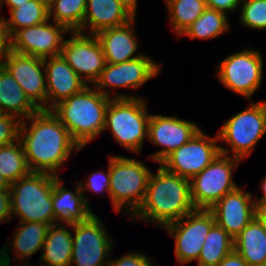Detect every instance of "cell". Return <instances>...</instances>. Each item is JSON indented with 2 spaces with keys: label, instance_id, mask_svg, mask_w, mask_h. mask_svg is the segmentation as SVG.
I'll list each match as a JSON object with an SVG mask.
<instances>
[{
  "label": "cell",
  "instance_id": "cell-1",
  "mask_svg": "<svg viewBox=\"0 0 266 266\" xmlns=\"http://www.w3.org/2000/svg\"><path fill=\"white\" fill-rule=\"evenodd\" d=\"M28 121L31 125L27 124ZM19 140L30 171L55 176H59L60 167L69 160L73 150L75 154L81 150L51 110H39L22 120Z\"/></svg>",
  "mask_w": 266,
  "mask_h": 266
},
{
  "label": "cell",
  "instance_id": "cell-2",
  "mask_svg": "<svg viewBox=\"0 0 266 266\" xmlns=\"http://www.w3.org/2000/svg\"><path fill=\"white\" fill-rule=\"evenodd\" d=\"M190 180L166 170L159 164L157 172H151L144 200L129 218L140 219L146 224L164 228L192 212Z\"/></svg>",
  "mask_w": 266,
  "mask_h": 266
},
{
  "label": "cell",
  "instance_id": "cell-3",
  "mask_svg": "<svg viewBox=\"0 0 266 266\" xmlns=\"http://www.w3.org/2000/svg\"><path fill=\"white\" fill-rule=\"evenodd\" d=\"M111 98L92 85L55 105L51 111L82 149L104 131Z\"/></svg>",
  "mask_w": 266,
  "mask_h": 266
},
{
  "label": "cell",
  "instance_id": "cell-4",
  "mask_svg": "<svg viewBox=\"0 0 266 266\" xmlns=\"http://www.w3.org/2000/svg\"><path fill=\"white\" fill-rule=\"evenodd\" d=\"M48 173L30 172L11 184V214L20 222L55 224L52 205L54 178Z\"/></svg>",
  "mask_w": 266,
  "mask_h": 266
},
{
  "label": "cell",
  "instance_id": "cell-5",
  "mask_svg": "<svg viewBox=\"0 0 266 266\" xmlns=\"http://www.w3.org/2000/svg\"><path fill=\"white\" fill-rule=\"evenodd\" d=\"M150 115L143 97L111 98L106 110L104 131L110 129L120 146L140 154L143 141L148 138Z\"/></svg>",
  "mask_w": 266,
  "mask_h": 266
},
{
  "label": "cell",
  "instance_id": "cell-6",
  "mask_svg": "<svg viewBox=\"0 0 266 266\" xmlns=\"http://www.w3.org/2000/svg\"><path fill=\"white\" fill-rule=\"evenodd\" d=\"M110 190L109 198L116 213L124 210V214L131 217L142 204L151 170L139 160L110 156Z\"/></svg>",
  "mask_w": 266,
  "mask_h": 266
},
{
  "label": "cell",
  "instance_id": "cell-7",
  "mask_svg": "<svg viewBox=\"0 0 266 266\" xmlns=\"http://www.w3.org/2000/svg\"><path fill=\"white\" fill-rule=\"evenodd\" d=\"M266 134V100L249 103L247 109L233 115L224 122L218 132V140L227 143L219 145L220 153L243 161ZM231 149V150H230ZM232 151L230 155L229 152Z\"/></svg>",
  "mask_w": 266,
  "mask_h": 266
},
{
  "label": "cell",
  "instance_id": "cell-8",
  "mask_svg": "<svg viewBox=\"0 0 266 266\" xmlns=\"http://www.w3.org/2000/svg\"><path fill=\"white\" fill-rule=\"evenodd\" d=\"M242 161L219 154L208 166L190 180L191 199L196 209H210L224 195L234 191L232 172Z\"/></svg>",
  "mask_w": 266,
  "mask_h": 266
},
{
  "label": "cell",
  "instance_id": "cell-9",
  "mask_svg": "<svg viewBox=\"0 0 266 266\" xmlns=\"http://www.w3.org/2000/svg\"><path fill=\"white\" fill-rule=\"evenodd\" d=\"M262 57L259 50L245 48L223 59L215 76L228 90L250 100L262 82Z\"/></svg>",
  "mask_w": 266,
  "mask_h": 266
},
{
  "label": "cell",
  "instance_id": "cell-10",
  "mask_svg": "<svg viewBox=\"0 0 266 266\" xmlns=\"http://www.w3.org/2000/svg\"><path fill=\"white\" fill-rule=\"evenodd\" d=\"M105 227L95 213L72 225L70 266H108L114 242Z\"/></svg>",
  "mask_w": 266,
  "mask_h": 266
},
{
  "label": "cell",
  "instance_id": "cell-11",
  "mask_svg": "<svg viewBox=\"0 0 266 266\" xmlns=\"http://www.w3.org/2000/svg\"><path fill=\"white\" fill-rule=\"evenodd\" d=\"M161 65L154 61L150 56L143 54L142 56L119 64L106 63L105 68L101 72L100 77L94 83L100 93L109 98H138L142 96L118 94L111 95L109 89L106 88H129L138 89L147 83L153 77L160 74ZM106 91H105V90ZM112 96V97H111Z\"/></svg>",
  "mask_w": 266,
  "mask_h": 266
},
{
  "label": "cell",
  "instance_id": "cell-12",
  "mask_svg": "<svg viewBox=\"0 0 266 266\" xmlns=\"http://www.w3.org/2000/svg\"><path fill=\"white\" fill-rule=\"evenodd\" d=\"M214 224L209 209H195L163 228L175 239L174 253L181 266L198 260L205 238Z\"/></svg>",
  "mask_w": 266,
  "mask_h": 266
},
{
  "label": "cell",
  "instance_id": "cell-13",
  "mask_svg": "<svg viewBox=\"0 0 266 266\" xmlns=\"http://www.w3.org/2000/svg\"><path fill=\"white\" fill-rule=\"evenodd\" d=\"M218 135L211 137L202 129L186 144L169 154L161 163L166 170L191 180L219 154Z\"/></svg>",
  "mask_w": 266,
  "mask_h": 266
},
{
  "label": "cell",
  "instance_id": "cell-14",
  "mask_svg": "<svg viewBox=\"0 0 266 266\" xmlns=\"http://www.w3.org/2000/svg\"><path fill=\"white\" fill-rule=\"evenodd\" d=\"M63 43L61 55L68 65L87 83L94 85L105 68L106 60L97 37L77 31Z\"/></svg>",
  "mask_w": 266,
  "mask_h": 266
},
{
  "label": "cell",
  "instance_id": "cell-15",
  "mask_svg": "<svg viewBox=\"0 0 266 266\" xmlns=\"http://www.w3.org/2000/svg\"><path fill=\"white\" fill-rule=\"evenodd\" d=\"M50 22L47 20L43 24L17 30L10 37V50L43 59L61 55L64 35L70 31L61 24Z\"/></svg>",
  "mask_w": 266,
  "mask_h": 266
},
{
  "label": "cell",
  "instance_id": "cell-16",
  "mask_svg": "<svg viewBox=\"0 0 266 266\" xmlns=\"http://www.w3.org/2000/svg\"><path fill=\"white\" fill-rule=\"evenodd\" d=\"M1 64L10 72L30 101L39 110H47L44 59L9 50Z\"/></svg>",
  "mask_w": 266,
  "mask_h": 266
},
{
  "label": "cell",
  "instance_id": "cell-17",
  "mask_svg": "<svg viewBox=\"0 0 266 266\" xmlns=\"http://www.w3.org/2000/svg\"><path fill=\"white\" fill-rule=\"evenodd\" d=\"M200 130L201 127L196 123L177 116L151 114L148 123V139L153 145L160 146L162 149L152 154L150 159L160 164L169 154L190 141Z\"/></svg>",
  "mask_w": 266,
  "mask_h": 266
},
{
  "label": "cell",
  "instance_id": "cell-18",
  "mask_svg": "<svg viewBox=\"0 0 266 266\" xmlns=\"http://www.w3.org/2000/svg\"><path fill=\"white\" fill-rule=\"evenodd\" d=\"M217 223L235 238L254 218L255 203L251 192L238 186L209 209Z\"/></svg>",
  "mask_w": 266,
  "mask_h": 266
},
{
  "label": "cell",
  "instance_id": "cell-19",
  "mask_svg": "<svg viewBox=\"0 0 266 266\" xmlns=\"http://www.w3.org/2000/svg\"><path fill=\"white\" fill-rule=\"evenodd\" d=\"M47 110L87 87L62 55L44 58Z\"/></svg>",
  "mask_w": 266,
  "mask_h": 266
},
{
  "label": "cell",
  "instance_id": "cell-20",
  "mask_svg": "<svg viewBox=\"0 0 266 266\" xmlns=\"http://www.w3.org/2000/svg\"><path fill=\"white\" fill-rule=\"evenodd\" d=\"M136 16L118 0H87L82 27L77 31L96 35L102 30L120 27Z\"/></svg>",
  "mask_w": 266,
  "mask_h": 266
},
{
  "label": "cell",
  "instance_id": "cell-21",
  "mask_svg": "<svg viewBox=\"0 0 266 266\" xmlns=\"http://www.w3.org/2000/svg\"><path fill=\"white\" fill-rule=\"evenodd\" d=\"M63 183L59 176L54 178L52 205L55 224L74 225L86 220L94 213L88 204L89 199L84 197L78 182L75 192L65 188Z\"/></svg>",
  "mask_w": 266,
  "mask_h": 266
},
{
  "label": "cell",
  "instance_id": "cell-22",
  "mask_svg": "<svg viewBox=\"0 0 266 266\" xmlns=\"http://www.w3.org/2000/svg\"><path fill=\"white\" fill-rule=\"evenodd\" d=\"M134 24L135 18L123 26L105 29L95 35L102 47L106 63L119 64L143 55H134L139 45Z\"/></svg>",
  "mask_w": 266,
  "mask_h": 266
},
{
  "label": "cell",
  "instance_id": "cell-23",
  "mask_svg": "<svg viewBox=\"0 0 266 266\" xmlns=\"http://www.w3.org/2000/svg\"><path fill=\"white\" fill-rule=\"evenodd\" d=\"M0 103L3 114L13 115L21 121L39 111L2 64H0Z\"/></svg>",
  "mask_w": 266,
  "mask_h": 266
},
{
  "label": "cell",
  "instance_id": "cell-24",
  "mask_svg": "<svg viewBox=\"0 0 266 266\" xmlns=\"http://www.w3.org/2000/svg\"><path fill=\"white\" fill-rule=\"evenodd\" d=\"M72 225L54 224L48 228L39 262L45 266H70L72 258Z\"/></svg>",
  "mask_w": 266,
  "mask_h": 266
},
{
  "label": "cell",
  "instance_id": "cell-25",
  "mask_svg": "<svg viewBox=\"0 0 266 266\" xmlns=\"http://www.w3.org/2000/svg\"><path fill=\"white\" fill-rule=\"evenodd\" d=\"M234 250L248 266L266 265V226L254 218L234 238Z\"/></svg>",
  "mask_w": 266,
  "mask_h": 266
},
{
  "label": "cell",
  "instance_id": "cell-26",
  "mask_svg": "<svg viewBox=\"0 0 266 266\" xmlns=\"http://www.w3.org/2000/svg\"><path fill=\"white\" fill-rule=\"evenodd\" d=\"M49 224L41 222H19L11 240L13 254L23 261L42 251Z\"/></svg>",
  "mask_w": 266,
  "mask_h": 266
},
{
  "label": "cell",
  "instance_id": "cell-27",
  "mask_svg": "<svg viewBox=\"0 0 266 266\" xmlns=\"http://www.w3.org/2000/svg\"><path fill=\"white\" fill-rule=\"evenodd\" d=\"M234 250V238L215 223L205 238L197 266H218Z\"/></svg>",
  "mask_w": 266,
  "mask_h": 266
},
{
  "label": "cell",
  "instance_id": "cell-28",
  "mask_svg": "<svg viewBox=\"0 0 266 266\" xmlns=\"http://www.w3.org/2000/svg\"><path fill=\"white\" fill-rule=\"evenodd\" d=\"M9 12L10 18L7 20L4 18L9 38L19 29L43 24L49 20L48 7L39 0H29Z\"/></svg>",
  "mask_w": 266,
  "mask_h": 266
},
{
  "label": "cell",
  "instance_id": "cell-29",
  "mask_svg": "<svg viewBox=\"0 0 266 266\" xmlns=\"http://www.w3.org/2000/svg\"><path fill=\"white\" fill-rule=\"evenodd\" d=\"M172 31L179 37L207 8L205 0H164Z\"/></svg>",
  "mask_w": 266,
  "mask_h": 266
},
{
  "label": "cell",
  "instance_id": "cell-30",
  "mask_svg": "<svg viewBox=\"0 0 266 266\" xmlns=\"http://www.w3.org/2000/svg\"><path fill=\"white\" fill-rule=\"evenodd\" d=\"M228 15L216 9L206 8L202 15L181 36L190 39H214L229 30Z\"/></svg>",
  "mask_w": 266,
  "mask_h": 266
},
{
  "label": "cell",
  "instance_id": "cell-31",
  "mask_svg": "<svg viewBox=\"0 0 266 266\" xmlns=\"http://www.w3.org/2000/svg\"><path fill=\"white\" fill-rule=\"evenodd\" d=\"M30 172L20 140L0 146V174L10 184L27 176Z\"/></svg>",
  "mask_w": 266,
  "mask_h": 266
},
{
  "label": "cell",
  "instance_id": "cell-32",
  "mask_svg": "<svg viewBox=\"0 0 266 266\" xmlns=\"http://www.w3.org/2000/svg\"><path fill=\"white\" fill-rule=\"evenodd\" d=\"M87 0H55L49 7V18L70 32L82 27Z\"/></svg>",
  "mask_w": 266,
  "mask_h": 266
},
{
  "label": "cell",
  "instance_id": "cell-33",
  "mask_svg": "<svg viewBox=\"0 0 266 266\" xmlns=\"http://www.w3.org/2000/svg\"><path fill=\"white\" fill-rule=\"evenodd\" d=\"M241 24L254 30L266 29V0H241Z\"/></svg>",
  "mask_w": 266,
  "mask_h": 266
},
{
  "label": "cell",
  "instance_id": "cell-34",
  "mask_svg": "<svg viewBox=\"0 0 266 266\" xmlns=\"http://www.w3.org/2000/svg\"><path fill=\"white\" fill-rule=\"evenodd\" d=\"M21 120L13 115H0V146L19 140Z\"/></svg>",
  "mask_w": 266,
  "mask_h": 266
},
{
  "label": "cell",
  "instance_id": "cell-35",
  "mask_svg": "<svg viewBox=\"0 0 266 266\" xmlns=\"http://www.w3.org/2000/svg\"><path fill=\"white\" fill-rule=\"evenodd\" d=\"M86 182L83 184V182L78 181L81 191L85 192V190L92 191L93 193H102L103 191L107 192L109 195L110 190V173H109V166L108 171H94L92 174L89 175V177L85 180Z\"/></svg>",
  "mask_w": 266,
  "mask_h": 266
},
{
  "label": "cell",
  "instance_id": "cell-36",
  "mask_svg": "<svg viewBox=\"0 0 266 266\" xmlns=\"http://www.w3.org/2000/svg\"><path fill=\"white\" fill-rule=\"evenodd\" d=\"M150 260L144 253L134 251L117 259L110 258L108 266H153Z\"/></svg>",
  "mask_w": 266,
  "mask_h": 266
},
{
  "label": "cell",
  "instance_id": "cell-37",
  "mask_svg": "<svg viewBox=\"0 0 266 266\" xmlns=\"http://www.w3.org/2000/svg\"><path fill=\"white\" fill-rule=\"evenodd\" d=\"M208 8L216 9L225 14L235 11L241 3V0H205Z\"/></svg>",
  "mask_w": 266,
  "mask_h": 266
},
{
  "label": "cell",
  "instance_id": "cell-38",
  "mask_svg": "<svg viewBox=\"0 0 266 266\" xmlns=\"http://www.w3.org/2000/svg\"><path fill=\"white\" fill-rule=\"evenodd\" d=\"M12 220L11 195L9 190L0 191V224Z\"/></svg>",
  "mask_w": 266,
  "mask_h": 266
},
{
  "label": "cell",
  "instance_id": "cell-39",
  "mask_svg": "<svg viewBox=\"0 0 266 266\" xmlns=\"http://www.w3.org/2000/svg\"><path fill=\"white\" fill-rule=\"evenodd\" d=\"M10 50V38L7 34L4 18L0 16V64Z\"/></svg>",
  "mask_w": 266,
  "mask_h": 266
},
{
  "label": "cell",
  "instance_id": "cell-40",
  "mask_svg": "<svg viewBox=\"0 0 266 266\" xmlns=\"http://www.w3.org/2000/svg\"><path fill=\"white\" fill-rule=\"evenodd\" d=\"M218 266H248V264L235 250H233L225 256Z\"/></svg>",
  "mask_w": 266,
  "mask_h": 266
},
{
  "label": "cell",
  "instance_id": "cell-41",
  "mask_svg": "<svg viewBox=\"0 0 266 266\" xmlns=\"http://www.w3.org/2000/svg\"><path fill=\"white\" fill-rule=\"evenodd\" d=\"M255 203V218L266 226V202Z\"/></svg>",
  "mask_w": 266,
  "mask_h": 266
},
{
  "label": "cell",
  "instance_id": "cell-42",
  "mask_svg": "<svg viewBox=\"0 0 266 266\" xmlns=\"http://www.w3.org/2000/svg\"><path fill=\"white\" fill-rule=\"evenodd\" d=\"M8 246V247H7ZM0 249V266H10L11 257L10 254L7 253V250H9L10 246L5 245L1 247ZM28 261H25L21 266H29L30 264L27 263Z\"/></svg>",
  "mask_w": 266,
  "mask_h": 266
},
{
  "label": "cell",
  "instance_id": "cell-43",
  "mask_svg": "<svg viewBox=\"0 0 266 266\" xmlns=\"http://www.w3.org/2000/svg\"><path fill=\"white\" fill-rule=\"evenodd\" d=\"M29 0H0V8H3V4H7V6L10 8V10L17 8L24 3H27Z\"/></svg>",
  "mask_w": 266,
  "mask_h": 266
},
{
  "label": "cell",
  "instance_id": "cell-44",
  "mask_svg": "<svg viewBox=\"0 0 266 266\" xmlns=\"http://www.w3.org/2000/svg\"><path fill=\"white\" fill-rule=\"evenodd\" d=\"M124 6H126L135 16L137 12V1L138 0H118Z\"/></svg>",
  "mask_w": 266,
  "mask_h": 266
},
{
  "label": "cell",
  "instance_id": "cell-45",
  "mask_svg": "<svg viewBox=\"0 0 266 266\" xmlns=\"http://www.w3.org/2000/svg\"><path fill=\"white\" fill-rule=\"evenodd\" d=\"M261 189H262V196L260 198H253L254 202H266V175L264 176L262 182H261Z\"/></svg>",
  "mask_w": 266,
  "mask_h": 266
},
{
  "label": "cell",
  "instance_id": "cell-46",
  "mask_svg": "<svg viewBox=\"0 0 266 266\" xmlns=\"http://www.w3.org/2000/svg\"><path fill=\"white\" fill-rule=\"evenodd\" d=\"M11 184L0 174V191L10 190Z\"/></svg>",
  "mask_w": 266,
  "mask_h": 266
},
{
  "label": "cell",
  "instance_id": "cell-47",
  "mask_svg": "<svg viewBox=\"0 0 266 266\" xmlns=\"http://www.w3.org/2000/svg\"><path fill=\"white\" fill-rule=\"evenodd\" d=\"M44 3L47 7H49L55 0H39Z\"/></svg>",
  "mask_w": 266,
  "mask_h": 266
},
{
  "label": "cell",
  "instance_id": "cell-48",
  "mask_svg": "<svg viewBox=\"0 0 266 266\" xmlns=\"http://www.w3.org/2000/svg\"><path fill=\"white\" fill-rule=\"evenodd\" d=\"M3 114V111H2V107H1V103H0V115Z\"/></svg>",
  "mask_w": 266,
  "mask_h": 266
}]
</instances>
